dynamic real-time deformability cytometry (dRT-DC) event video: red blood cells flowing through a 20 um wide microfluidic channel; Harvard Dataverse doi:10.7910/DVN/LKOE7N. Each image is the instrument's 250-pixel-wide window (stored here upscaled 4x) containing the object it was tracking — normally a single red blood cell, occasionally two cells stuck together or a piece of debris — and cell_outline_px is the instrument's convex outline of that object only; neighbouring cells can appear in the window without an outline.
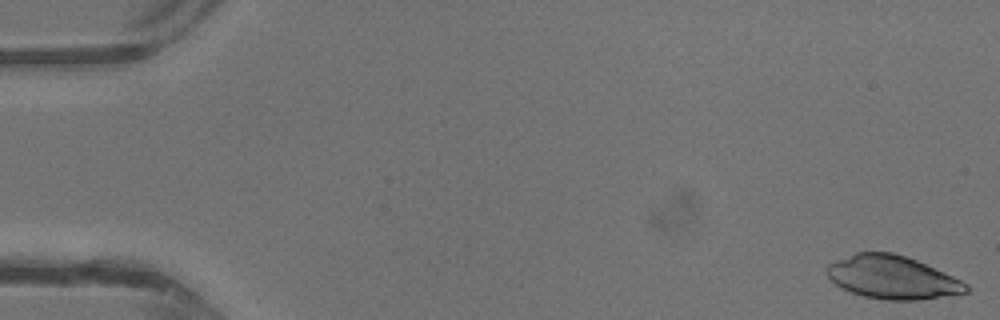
{"species": "common noctule bat (a hibernating species)", "species_latin": "Nyctalus noctula", "temperature_condition": "warm", "stored_images_in_passage": 43, "camera_frame_rate_fps": 3000, "um_per_image_px": 0.085, "animal": {"sex": "male", "body_mass_g": 13.3}, "frame": {"image": 1, "passage_image": 1, "time_ms": 0.0, "image_size_px": [1000, 320], "cell_outline_px": [[972, 288], [968, 292], [916, 300], [884, 300], [864, 296], [840, 288], [824, 272], [824, 268], [828, 264], [836, 260], [856, 252], [892, 252], [916, 260], [944, 272], [968, 284]], "centroid_in_image_um": [75.82, 23.57], "position_along_channel_um": 9.2, "area_um2": 34.97}}
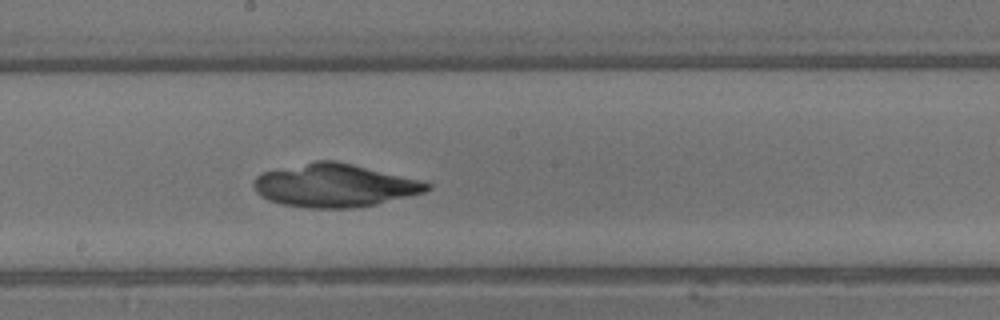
{"frame": {"image": 2, "passage_image": 24, "time_ms": 7.667, "image_size_px": [1000, 320], "cell_outline_px": [[432, 188], [424, 192], [376, 204], [356, 208], [312, 208], [280, 204], [268, 200], [260, 196], [256, 192], [252, 184], [256, 176], [260, 172], [316, 160], [336, 160], [420, 180], [432, 184]], "centroid_in_image_um": [28.39, 15.76], "position_along_channel_um": 219.8, "area_um2": 43.7}}
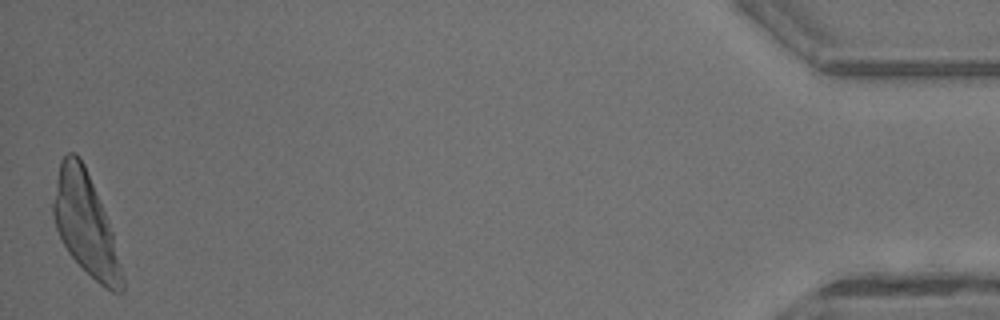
{"frame": {"image": 3, "passage_image": 43, "time_ms": 14.0, "image_size_px": [1000, 320], "cell_outline_px": [[124, 292], [112, 292], [104, 288], [68, 252], [56, 228], [52, 212], [52, 204], [56, 180], [60, 160], [68, 152], [76, 152], [80, 156], [84, 164], [104, 212], [112, 232], [124, 276]], "centroid_in_image_um": [7.26, 19.05], "position_along_channel_um": 427.9, "area_um2": 40.11}}